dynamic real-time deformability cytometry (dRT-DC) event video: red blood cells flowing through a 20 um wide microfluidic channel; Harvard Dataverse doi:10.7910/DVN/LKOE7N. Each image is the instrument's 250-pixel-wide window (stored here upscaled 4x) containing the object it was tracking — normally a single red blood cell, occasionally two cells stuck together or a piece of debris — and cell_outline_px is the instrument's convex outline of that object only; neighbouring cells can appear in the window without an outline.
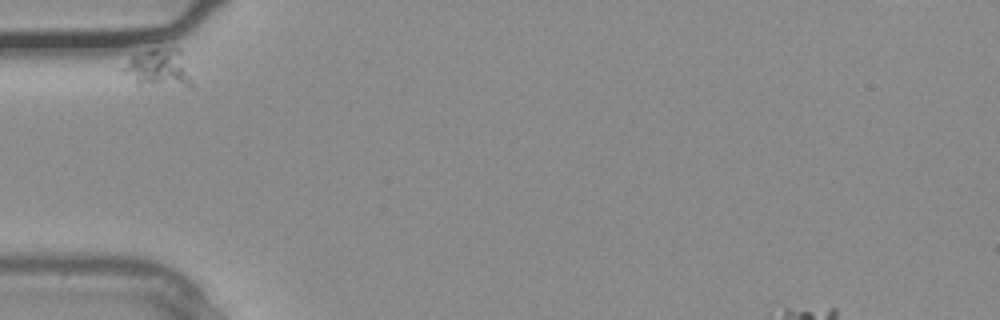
{"species": "common noctule bat (a hibernating species)", "species_latin": "Nyctalus noctula", "temperature_condition": "warm", "stored_images_in_passage": 3, "camera_frame_rate_fps": 3000, "um_per_image_px": 0.085, "animal": {"sex": "male", "body_mass_g": 20.4}, "frame": {"image": 1, "passage_image": 1, "time_ms": 0.0, "image_size_px": [1000, 320], "cell_outline_px": [[192, 88], [188, 88], [136, 84], [120, 72], [120, 68], [132, 56], [152, 48], [180, 48], [192, 84]], "centroid_in_image_um": [13.44, 5.82], "position_along_channel_um": 71.6, "area_um2": 15.55}}
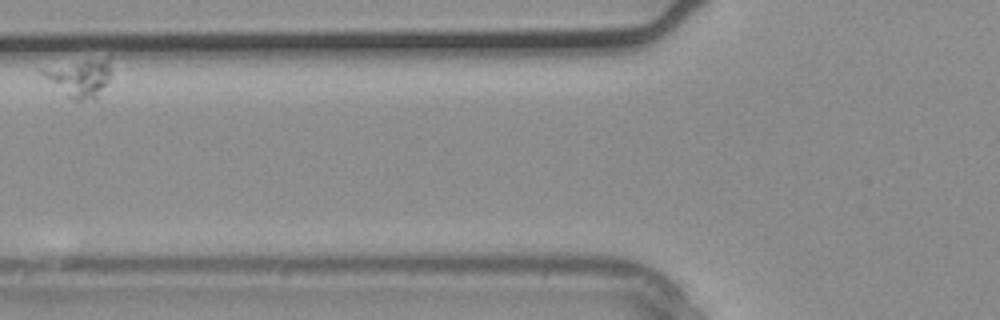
{"frame": {"image": 2, "passage_image": 2, "time_ms": 0.333, "image_size_px": [1000, 320], "cell_outline_px": [[112, 72], [108, 80], [96, 100], [72, 100], [44, 76], [40, 72], [40, 68], [88, 60], [108, 60]], "centroid_in_image_um": [6.78, 6.66], "position_along_channel_um": 119.0, "area_um2": 14.51}}
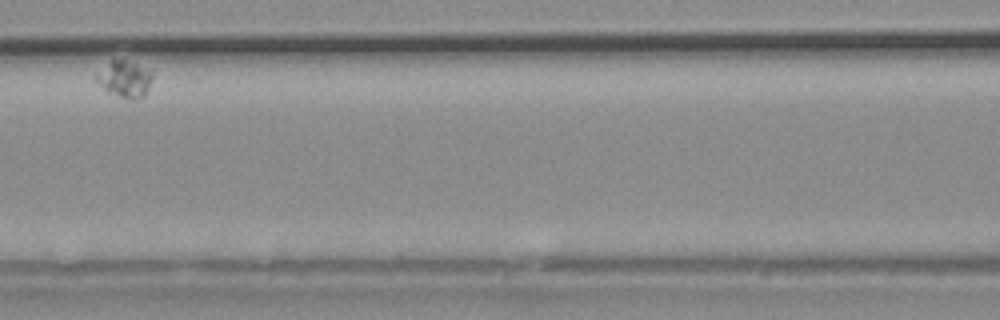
{"frame": {"image": 3, "passage_image": 3, "time_ms": 0.667, "image_size_px": [1000, 320], "cell_outline_px": [[152, 80], [144, 96], [136, 100], [128, 100], [108, 92], [96, 80], [96, 76], [112, 56], [136, 64], [152, 72]], "centroid_in_image_um": [10.6, 6.71], "position_along_channel_um": 156.0, "area_um2": 11.96}}